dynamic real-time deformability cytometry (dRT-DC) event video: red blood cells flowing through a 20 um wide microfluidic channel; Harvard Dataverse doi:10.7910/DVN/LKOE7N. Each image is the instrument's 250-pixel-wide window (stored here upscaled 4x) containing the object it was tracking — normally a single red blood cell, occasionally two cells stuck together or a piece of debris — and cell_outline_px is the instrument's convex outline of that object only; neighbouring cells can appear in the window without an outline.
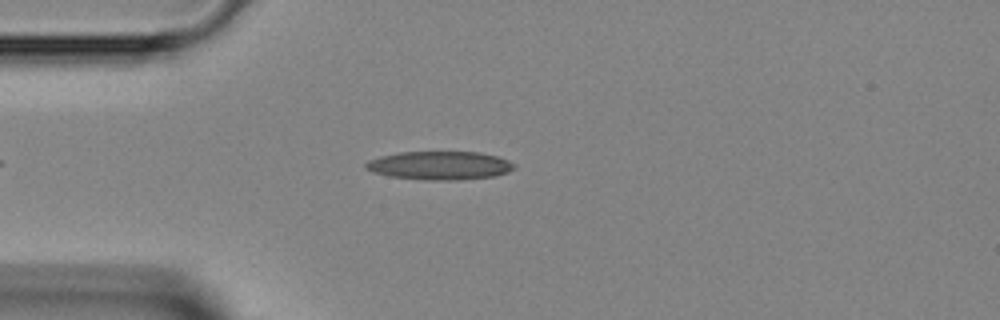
{"species": "Egyptian fruit bat (a non-hibernating species)", "species_latin": "Rousettus aegyptiacus", "temperature_condition": "room temperature", "stored_images_in_passage": 38, "camera_frame_rate_fps": 3000, "um_per_image_px": 0.085, "animal": {"sex": "female"}, "frame": {"image": 1, "passage_image": 7, "time_ms": 2.0, "image_size_px": [1000, 320], "cell_outline_px": [[516, 168], [508, 172], [496, 176], [460, 180], [424, 180], [388, 176], [372, 172], [364, 168], [364, 164], [368, 160], [380, 156], [400, 152], [480, 152], [496, 156], [508, 160], [516, 164]], "centroid_in_image_um": [37.38, 14.07], "position_along_channel_um": 47.6, "area_um2": 24.91}}
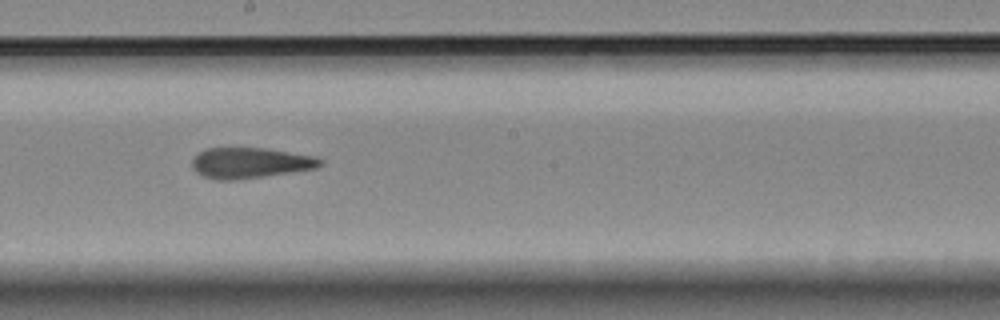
{"frame": {"image": 2, "passage_image": 20, "time_ms": 6.333, "image_size_px": [1000, 320], "cell_outline_px": [[324, 164], [316, 168], [232, 180], [216, 180], [204, 176], [196, 172], [192, 168], [192, 160], [204, 148], [264, 148], [316, 156], [324, 160]], "centroid_in_image_um": [21.27, 13.83], "position_along_channel_um": 226.9, "area_um2": 22.66}}
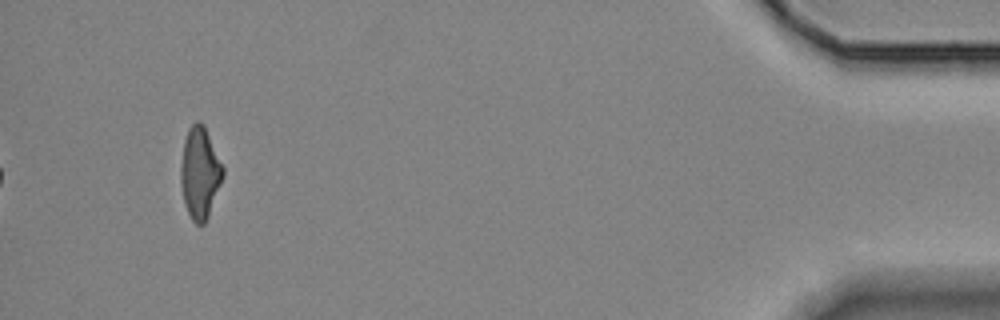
{"frame": {"image": 3, "passage_image": 38, "time_ms": 12.333, "image_size_px": [1000, 320], "cell_outline_px": [[224, 176], [208, 216], [204, 224], [196, 224], [192, 220], [184, 204], [180, 184], [180, 168], [184, 140], [188, 128], [196, 120], [200, 120], [204, 124], [224, 168]], "centroid_in_image_um": [16.98, 14.67], "position_along_channel_um": 418.2, "area_um2": 22.66}}